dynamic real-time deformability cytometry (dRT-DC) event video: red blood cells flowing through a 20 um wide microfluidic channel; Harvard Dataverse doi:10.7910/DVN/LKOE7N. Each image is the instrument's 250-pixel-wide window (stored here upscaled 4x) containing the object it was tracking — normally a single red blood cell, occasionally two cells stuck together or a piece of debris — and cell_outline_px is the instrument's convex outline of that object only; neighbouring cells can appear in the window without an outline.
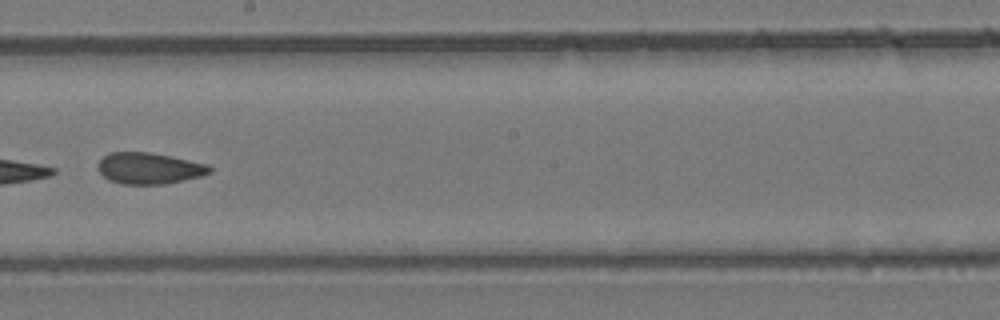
{"species": "common noctule bat (a hibernating species)", "species_latin": "Nyctalus noctula", "temperature_condition": "room temperature", "stored_images_in_passage": 38, "camera_frame_rate_fps": 3000, "um_per_image_px": 0.085, "animal": {"sex": "female", "body_mass_g": 24.6, "forearm_length_mm": 56.2}, "frame": {"image": 1, "passage_image": 22, "time_ms": 7.0, "image_size_px": [1000, 320], "cell_outline_px": [[212, 172], [200, 176], [164, 184], [120, 184], [108, 180], [96, 168], [96, 164], [108, 152], [148, 152], [172, 156], [208, 164], [212, 168]], "centroid_in_image_um": [12.65, 14.3], "position_along_channel_um": 235.6, "area_um2": 20.52}}